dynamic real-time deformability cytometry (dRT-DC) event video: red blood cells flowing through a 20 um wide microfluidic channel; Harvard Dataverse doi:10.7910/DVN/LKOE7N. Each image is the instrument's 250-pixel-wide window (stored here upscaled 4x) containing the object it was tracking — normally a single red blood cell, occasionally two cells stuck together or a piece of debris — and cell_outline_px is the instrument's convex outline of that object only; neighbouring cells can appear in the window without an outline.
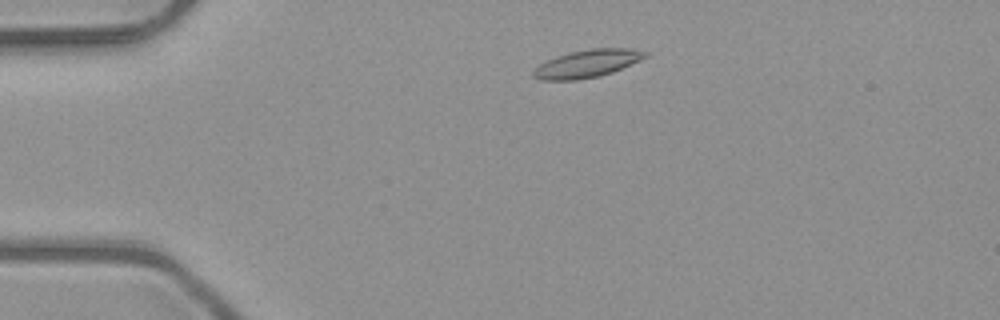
{"species": "common noctule bat (a hibernating species)", "species_latin": "Nyctalus noctula", "temperature_condition": "room temperature", "stored_images_in_passage": 45, "camera_frame_rate_fps": 3000, "um_per_image_px": 0.085, "animal": {"sex": "male", "body_mass_g": 23.1, "forearm_length_mm": 52.7}, "frame": {"image": 1, "passage_image": 5, "time_ms": 1.333, "image_size_px": [1000, 320], "cell_outline_px": [[648, 56], [640, 60], [612, 72], [600, 76], [576, 80], [540, 80], [532, 76], [532, 72], [540, 64], [556, 56], [572, 52], [592, 48], [628, 48], [648, 52]], "centroid_in_image_um": [49.91, 5.41], "position_along_channel_um": 35.1, "area_um2": 17.92}}
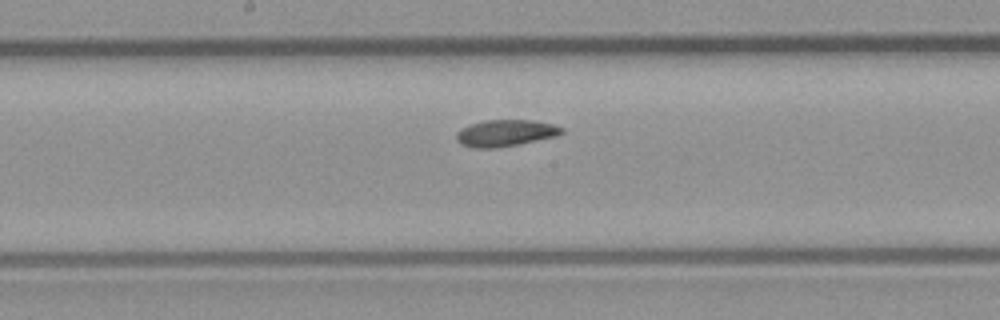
{"frame": {"image": 2, "passage_image": 21, "time_ms": 6.667, "image_size_px": [1000, 320], "cell_outline_px": [[564, 132], [560, 136], [516, 144], [492, 148], [472, 148], [460, 144], [456, 140], [456, 132], [460, 128], [484, 120], [536, 120], [552, 124], [564, 128]], "centroid_in_image_um": [42.97, 11.3], "position_along_channel_um": 205.2, "area_um2": 16.47}}
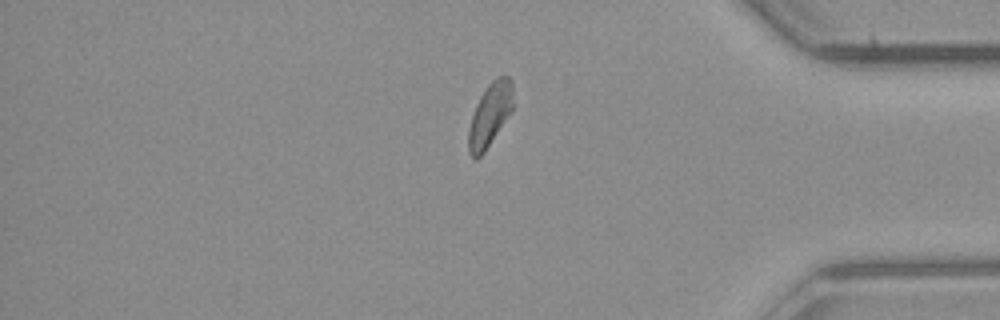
{"frame": {"image": 3, "passage_image": 37, "time_ms": 12.0, "image_size_px": [1000, 320], "cell_outline_px": [[512, 112], [484, 152], [476, 160], [468, 152], [468, 128], [476, 104], [480, 96], [488, 84], [496, 76], [508, 76], [512, 80]], "centroid_in_image_um": [41.64, 9.75], "position_along_channel_um": 393.6, "area_um2": 16.47}, "authors_computed_cell_mechanics": {"area_um2": 16.6464, "velocity_mm_per_s": 4.0161, "shape_relaxation_time_tau1_ms": 7.411, "shape_relaxation_time_tau2_ms": 6.3279, "deformation_change_tau1": 0.1367, "deformation_change_tau2": 0.1207}}